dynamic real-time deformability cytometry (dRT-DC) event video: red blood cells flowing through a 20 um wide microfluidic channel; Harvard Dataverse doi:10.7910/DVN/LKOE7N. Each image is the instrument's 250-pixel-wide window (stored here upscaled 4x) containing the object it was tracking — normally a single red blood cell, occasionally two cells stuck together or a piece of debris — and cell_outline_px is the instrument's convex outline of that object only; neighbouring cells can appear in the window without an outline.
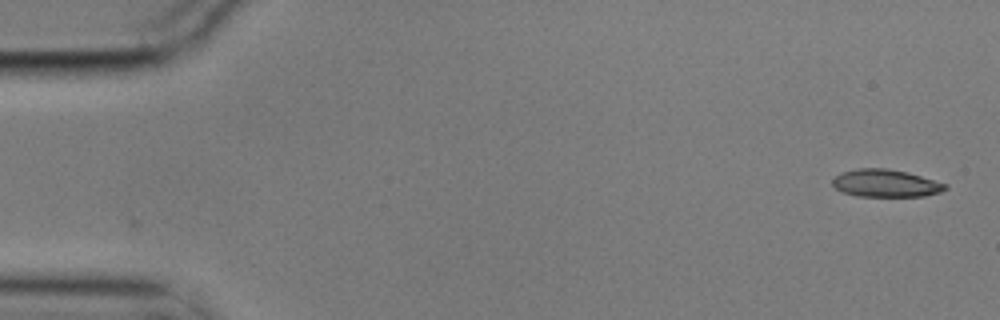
{"species": "common noctule bat (a hibernating species)", "species_latin": "Nyctalus noctula", "temperature_condition": "cold", "stored_images_in_passage": 2, "camera_frame_rate_fps": 3000, "um_per_image_px": 0.085, "animal": {"sex": "male", "body_mass_g": 17.9}, "frame": {"image": 1, "passage_image": 2, "time_ms": 0.333, "image_size_px": [1000, 320], "cell_outline_px": [[948, 188], [940, 192], [924, 196], [856, 196], [844, 192], [836, 188], [832, 184], [832, 180], [840, 172], [860, 168], [884, 168], [908, 172], [948, 184]], "centroid_in_image_um": [75.3, 15.57], "position_along_channel_um": 9.7, "area_um2": 18.09}}